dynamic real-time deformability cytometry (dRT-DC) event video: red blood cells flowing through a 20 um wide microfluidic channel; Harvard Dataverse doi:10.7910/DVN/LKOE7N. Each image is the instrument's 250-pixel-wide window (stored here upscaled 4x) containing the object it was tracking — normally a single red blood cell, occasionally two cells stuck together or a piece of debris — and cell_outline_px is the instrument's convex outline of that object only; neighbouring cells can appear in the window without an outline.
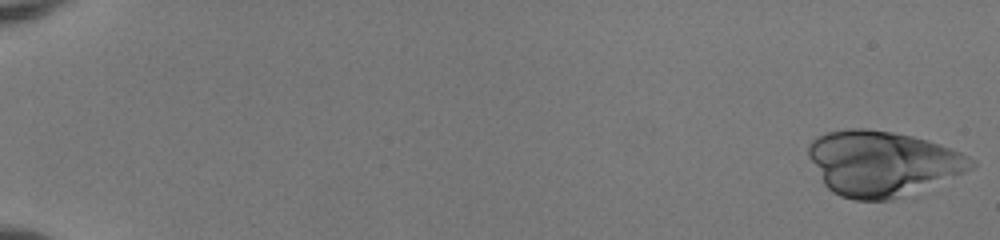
{"species": "human", "species_latin": "Homo sapiens", "temperature_condition": "room temperature", "stored_images_in_passage": 48, "camera_frame_rate_fps": 3000, "um_per_image_px": 0.085, "donor": {"sex": "female"}, "frame": {"image": 1, "passage_image": 1, "time_ms": 0.0, "image_size_px": [1000, 240], "cell_outline_px": [[976, 164], [972, 168], [964, 172], [892, 200], [852, 200], [840, 196], [832, 192], [824, 184], [808, 156], [808, 144], [816, 136], [828, 132], [844, 128], [868, 128], [892, 132], [912, 136], [928, 140], [960, 152], [976, 160]], "centroid_in_image_um": [74.95, 13.87], "position_along_channel_um": 10.0, "area_um2": 61.5}}
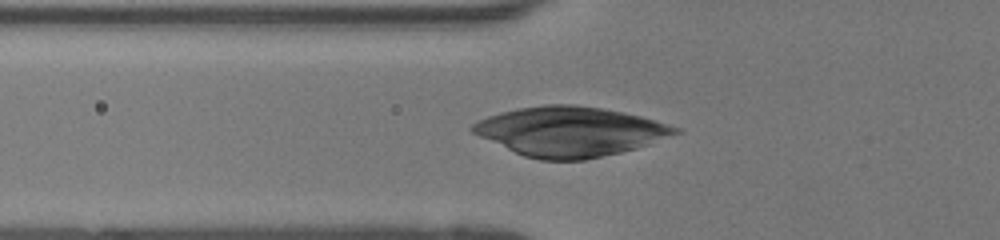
{"frame": {"image": 2, "passage_image": 21, "time_ms": 6.667, "image_size_px": [1000, 240], "cell_outline_px": [[684, 132], [636, 148], [620, 152], [584, 160], [540, 160], [524, 156], [480, 136], [472, 132], [468, 128], [476, 120], [500, 112], [516, 108], [544, 104], [576, 104], [604, 108], [624, 112], [656, 120], [680, 128]], "centroid_in_image_um": [48.46, 11.16], "position_along_channel_um": 77.3, "area_um2": 58.61}}
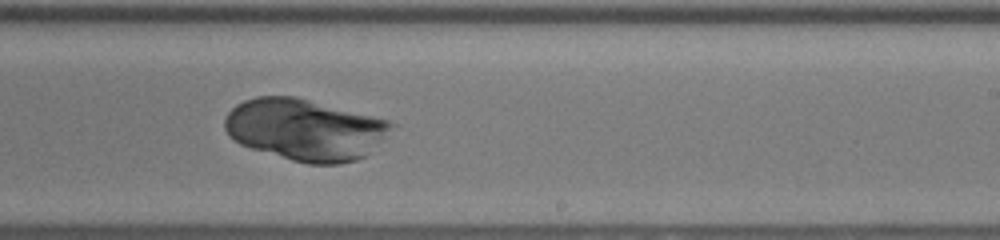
{"frame": {"image": 3, "passage_image": 35, "time_ms": 11.333, "image_size_px": [1000, 240], "cell_outline_px": [[392, 124], [384, 136], [364, 156], [356, 160], [336, 164], [308, 164], [292, 160], [252, 148], [240, 144], [228, 136], [224, 128], [224, 120], [228, 112], [236, 104], [244, 100], [256, 96], [296, 96], [388, 120]], "centroid_in_image_um": [25.84, 11.0], "position_along_channel_um": 263.2, "area_um2": 59.13}}